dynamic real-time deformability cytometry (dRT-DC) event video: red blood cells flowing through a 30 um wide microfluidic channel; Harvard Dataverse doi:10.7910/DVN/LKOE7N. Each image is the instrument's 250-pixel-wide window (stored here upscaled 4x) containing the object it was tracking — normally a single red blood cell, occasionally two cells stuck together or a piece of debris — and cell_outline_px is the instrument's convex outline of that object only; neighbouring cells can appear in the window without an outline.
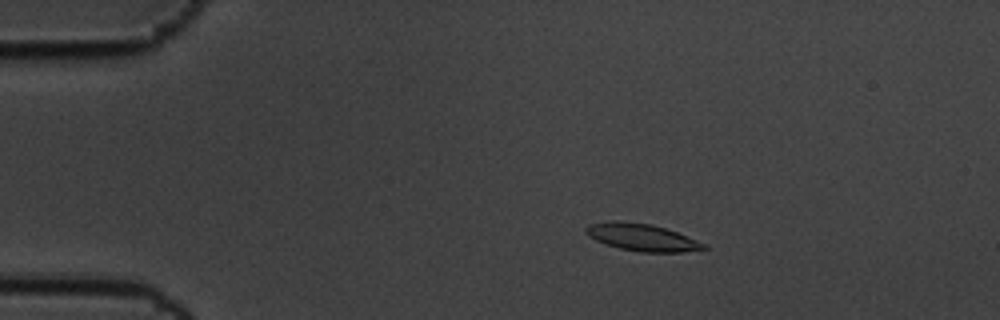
{"species": "common noctule bat (a hibernating species)", "species_latin": "Nyctalus noctula", "temperature_condition": "cold", "stored_images_in_passage": 6, "camera_frame_rate_fps": 3000, "um_per_image_px": 0.085, "animal": {"sex": "male", "body_mass_g": 19.5, "forearm_length_mm": 54.6}, "frame": {"image": 1, "passage_image": 3, "time_ms": 0.667, "image_size_px": [1000, 320], "cell_outline_px": [[708, 248], [680, 252], [640, 252], [620, 248], [604, 244], [588, 236], [584, 232], [584, 228], [588, 224], [612, 220], [616, 220], [652, 224], [676, 232], [708, 244]], "centroid_in_image_um": [54.52, 20.16], "position_along_channel_um": 30.5, "area_um2": 18.79}}